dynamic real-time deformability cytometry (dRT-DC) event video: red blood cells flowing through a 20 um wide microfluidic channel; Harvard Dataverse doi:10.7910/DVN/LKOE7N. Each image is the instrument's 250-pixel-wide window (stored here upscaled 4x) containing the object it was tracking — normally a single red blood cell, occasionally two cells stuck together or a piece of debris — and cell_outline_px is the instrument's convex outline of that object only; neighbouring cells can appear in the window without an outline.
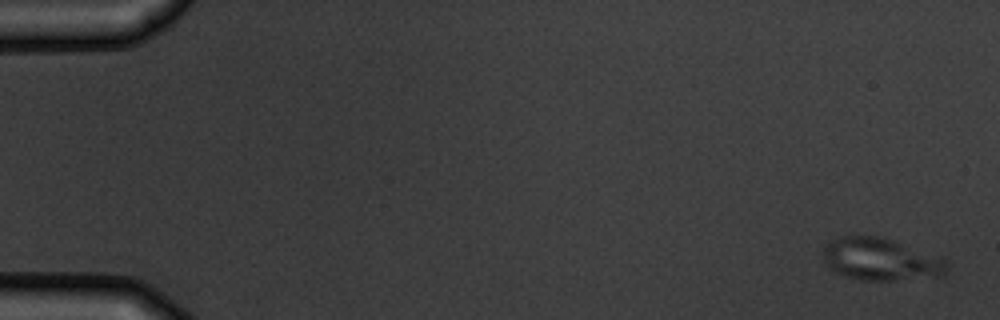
{"species": "common noctule bat (a hibernating species)", "species_latin": "Nyctalus noctula", "temperature_condition": "warm", "stored_images_in_passage": 11, "camera_frame_rate_fps": 3000, "um_per_image_px": 0.085, "animal": {"sex": "male", "body_mass_g": 19.5, "forearm_length_mm": 54.6}, "frame": {"image": 1, "passage_image": 1, "time_ms": 0.0, "image_size_px": [1000, 320], "cell_outline_px": [[948, 272], [944, 276], [892, 280], [860, 280], [844, 276], [836, 272], [824, 260], [824, 244], [840, 236], [880, 236], [940, 256], [948, 264]], "centroid_in_image_um": [74.89, 22.05], "position_along_channel_um": 10.1, "area_um2": 30.52}}